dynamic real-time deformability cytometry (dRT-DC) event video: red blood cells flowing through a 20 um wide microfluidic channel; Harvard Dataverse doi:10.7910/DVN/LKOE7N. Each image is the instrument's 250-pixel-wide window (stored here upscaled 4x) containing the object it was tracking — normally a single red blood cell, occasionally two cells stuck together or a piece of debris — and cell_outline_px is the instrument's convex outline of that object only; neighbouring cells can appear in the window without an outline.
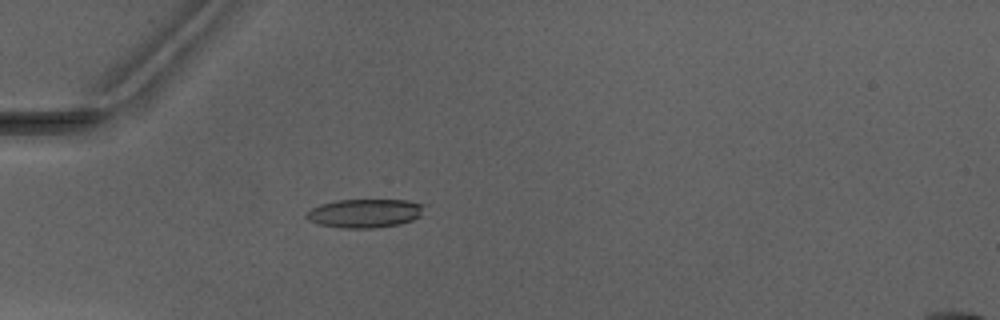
{"species": "Egyptian fruit bat (a non-hibernating species)", "species_latin": "Rousettus aegyptiacus", "temperature_condition": "warm", "stored_images_in_passage": 3, "camera_frame_rate_fps": 3000, "um_per_image_px": 0.085, "animal": {"sex": "male"}, "frame": {"image": 1, "passage_image": 3, "time_ms": 2.333, "image_size_px": [1000, 320], "cell_outline_px": [[424, 204], [420, 216], [412, 220], [400, 224], [372, 228], [340, 228], [320, 224], [308, 220], [304, 216], [312, 208], [320, 204], [336, 200], [408, 200]], "centroid_in_image_um": [31.0, 18.12], "position_along_channel_um": 54.0, "area_um2": 19.65}}